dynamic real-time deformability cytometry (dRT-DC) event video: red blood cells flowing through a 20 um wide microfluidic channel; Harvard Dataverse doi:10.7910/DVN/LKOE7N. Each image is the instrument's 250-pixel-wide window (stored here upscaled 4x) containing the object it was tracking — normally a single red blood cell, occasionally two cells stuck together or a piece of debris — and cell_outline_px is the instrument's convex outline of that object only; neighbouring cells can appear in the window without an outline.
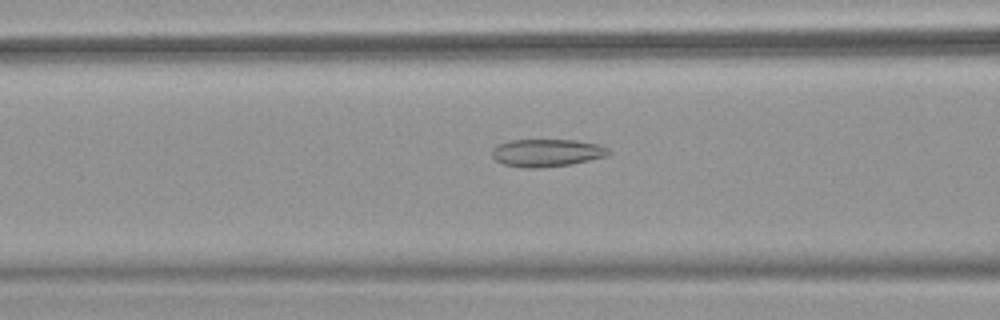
{"species": "common noctule bat (a hibernating species)", "species_latin": "Nyctalus noctula", "temperature_condition": "warm", "stored_images_in_passage": 51, "camera_frame_rate_fps": 3000, "um_per_image_px": 0.085, "animal": {"sex": "female", "body_mass_g": 18.4}, "frame": {"image": 1, "passage_image": 21, "time_ms": 6.667, "image_size_px": [1000, 320], "cell_outline_px": [[612, 152], [608, 156], [572, 164], [540, 168], [524, 168], [504, 164], [496, 160], [492, 156], [492, 148], [496, 144], [512, 140], [576, 140], [600, 144], [608, 148]], "centroid_in_image_um": [46.5, 12.99], "position_along_channel_um": 120.1, "area_um2": 19.02}}
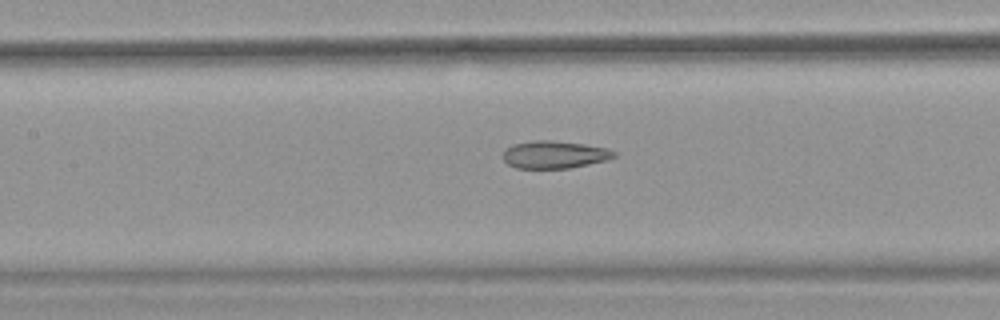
{"frame": {"image": 2, "passage_image": 24, "time_ms": 7.667, "image_size_px": [1000, 320], "cell_outline_px": [[616, 156], [608, 160], [568, 168], [516, 168], [508, 164], [500, 156], [504, 148], [512, 144], [532, 140], [552, 140], [584, 144], [608, 148], [616, 152]], "centroid_in_image_um": [47.08, 13.13], "position_along_channel_um": 160.3, "area_um2": 18.09}}
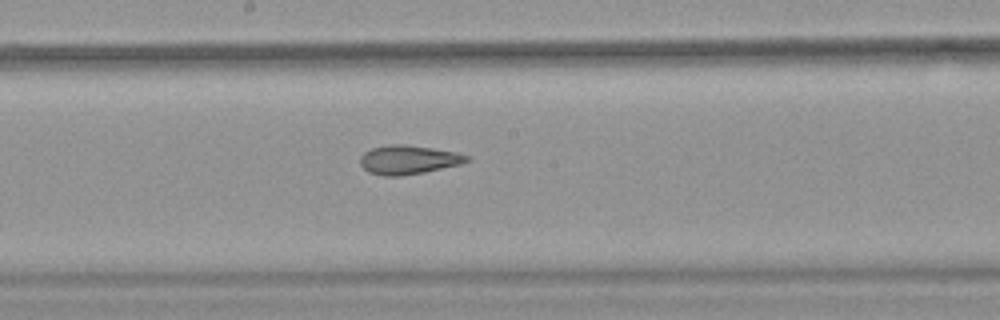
{"frame": {"image": 3, "passage_image": 28, "time_ms": 9.0, "image_size_px": [1000, 320], "cell_outline_px": [[472, 160], [460, 164], [424, 172], [396, 176], [384, 176], [368, 172], [360, 164], [360, 156], [364, 152], [372, 148], [388, 144], [404, 144], [432, 148], [456, 152], [468, 156]], "centroid_in_image_um": [34.69, 13.57], "position_along_channel_um": 213.5, "area_um2": 17.92}, "authors_computed_cell_mechanics": {"area_um2": 20.5768, "velocity_mm_per_s": 4.0148, "shape_relaxation_time_tau1_ms": null, "shape_relaxation_time_tau2_ms": 2.7019, "deformation_change_tau1": null, "deformation_change_tau2": 0.0955}}